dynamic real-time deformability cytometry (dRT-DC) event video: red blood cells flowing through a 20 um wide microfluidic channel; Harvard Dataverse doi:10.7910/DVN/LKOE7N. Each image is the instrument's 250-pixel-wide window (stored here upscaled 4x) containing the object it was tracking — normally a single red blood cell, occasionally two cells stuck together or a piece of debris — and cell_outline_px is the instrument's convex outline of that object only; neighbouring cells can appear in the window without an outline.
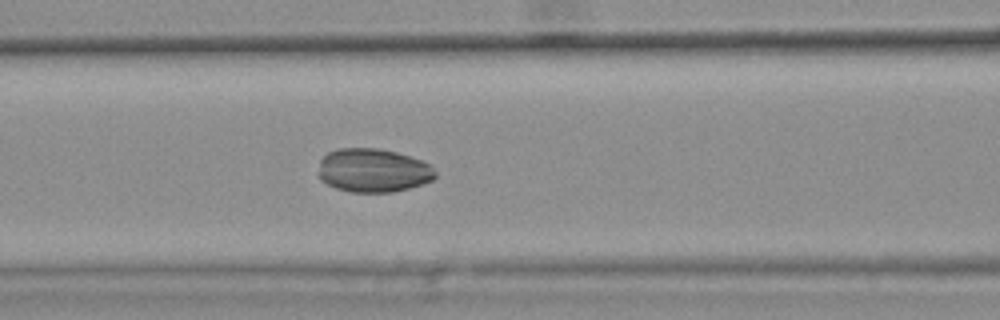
{"species": "common noctule bat (a hibernating species)", "species_latin": "Nyctalus noctula", "temperature_condition": "warm", "stored_images_in_passage": 42, "camera_frame_rate_fps": 3000, "um_per_image_px": 0.085, "animal": {"sex": "female", "body_mass_g": 25.1}, "frame": {"image": 1, "passage_image": 19, "time_ms": 6.0, "image_size_px": [1000, 320], "cell_outline_px": [[436, 176], [432, 180], [424, 184], [392, 192], [348, 192], [336, 188], [320, 180], [320, 160], [328, 152], [336, 148], [380, 148], [396, 152], [432, 164], [436, 172]], "centroid_in_image_um": [31.74, 14.48], "position_along_channel_um": 134.9, "area_um2": 29.88}}